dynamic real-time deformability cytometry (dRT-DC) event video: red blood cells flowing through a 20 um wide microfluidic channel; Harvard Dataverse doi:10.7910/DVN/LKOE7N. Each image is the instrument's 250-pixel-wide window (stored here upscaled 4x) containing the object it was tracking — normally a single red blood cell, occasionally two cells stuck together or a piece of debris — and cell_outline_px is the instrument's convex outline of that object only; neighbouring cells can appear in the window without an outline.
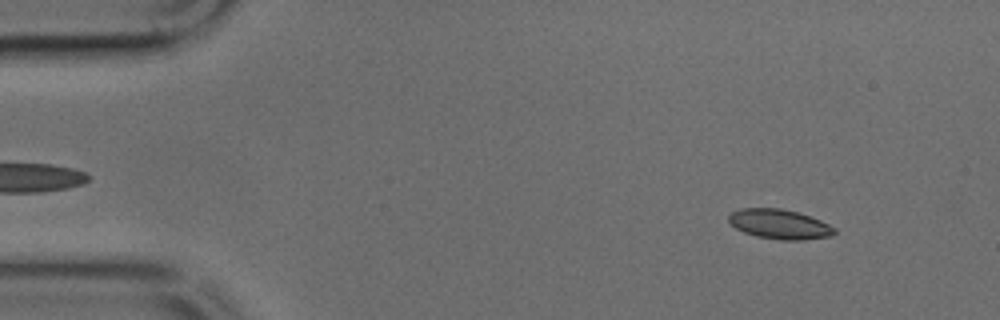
{"species": "common noctule bat (a hibernating species)", "species_latin": "Nyctalus noctula", "temperature_condition": "cold", "stored_images_in_passage": 49, "camera_frame_rate_fps": 3000, "um_per_image_px": 0.085, "animal": {"sex": "male", "body_mass_g": 17.9, "forearm_length_mm": 54.2}, "frame": {"image": 1, "passage_image": 5, "time_ms": 1.333, "image_size_px": [1000, 320], "cell_outline_px": [[836, 232], [832, 236], [804, 240], [780, 240], [756, 236], [744, 232], [736, 228], [728, 220], [728, 216], [732, 212], [740, 208], [780, 208], [796, 212], [820, 220], [836, 228]], "centroid_in_image_um": [66.27, 19.06], "position_along_channel_um": 18.7, "area_um2": 18.26}}
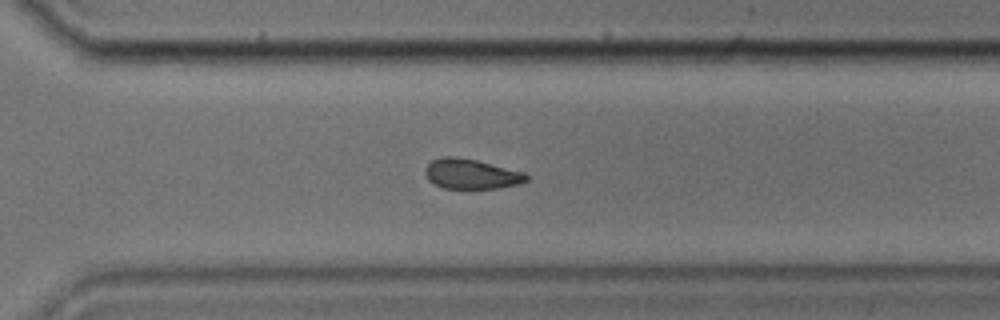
{"frame": {"image": 2, "passage_image": 34, "time_ms": 11.0, "image_size_px": [1000, 320], "cell_outline_px": [[528, 180], [520, 184], [500, 188], [444, 188], [428, 180], [424, 172], [424, 168], [432, 160], [444, 156], [456, 156], [476, 160], [524, 172], [528, 176]], "centroid_in_image_um": [40.05, 14.78], "position_along_channel_um": 330.5, "area_um2": 17.69}}
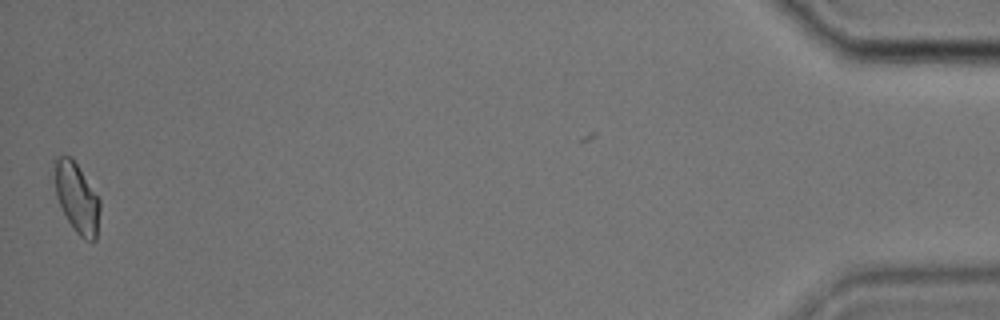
{"frame": {"image": 3, "passage_image": 48, "time_ms": 15.667, "image_size_px": [1000, 320], "cell_outline_px": [[100, 208], [96, 240], [84, 240], [72, 228], [56, 196], [52, 160], [56, 156], [72, 156], [100, 200]], "centroid_in_image_um": [6.5, 16.77], "position_along_channel_um": 428.7, "area_um2": 18.61}}